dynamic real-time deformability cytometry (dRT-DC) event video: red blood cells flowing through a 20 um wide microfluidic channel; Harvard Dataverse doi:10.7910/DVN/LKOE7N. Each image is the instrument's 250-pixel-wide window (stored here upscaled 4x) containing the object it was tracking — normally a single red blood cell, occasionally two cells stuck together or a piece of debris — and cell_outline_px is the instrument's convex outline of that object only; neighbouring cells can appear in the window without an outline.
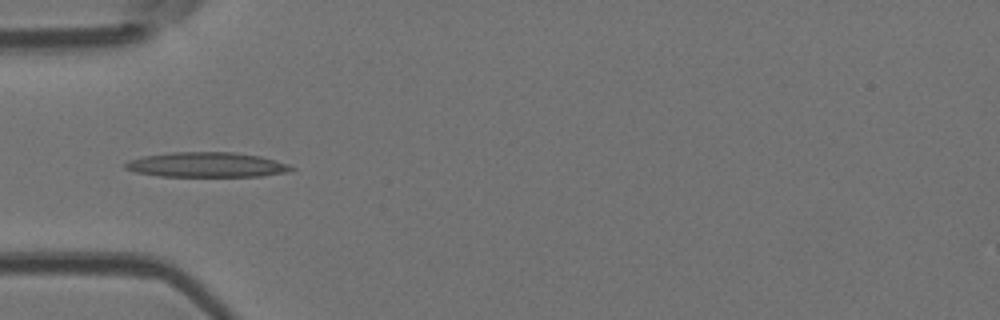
{"species": "Egyptian fruit bat (a non-hibernating species)", "species_latin": "Rousettus aegyptiacus", "temperature_condition": "room temperature", "stored_images_in_passage": 7, "camera_frame_rate_fps": 3000, "um_per_image_px": 0.085, "animal": {"sex": "female"}, "frame": {"image": 1, "passage_image": 4, "time_ms": 4.333, "image_size_px": [1000, 320], "cell_outline_px": [[296, 168], [288, 172], [260, 176], [160, 176], [136, 172], [124, 168], [124, 164], [128, 160], [144, 156], [172, 152], [232, 152], [260, 156], [288, 164]], "centroid_in_image_um": [17.56, 14.0], "position_along_channel_um": 67.4, "area_um2": 23.99}}
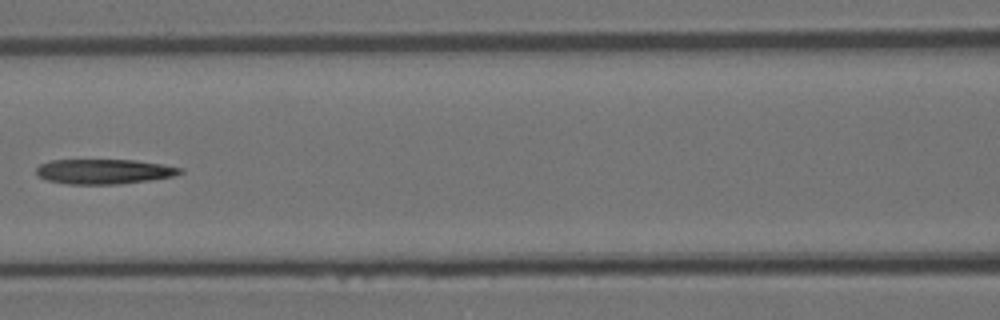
{"frame": {"image": 2, "passage_image": 6, "time_ms": 6.667, "image_size_px": [1000, 320], "cell_outline_px": [[184, 172], [172, 176], [148, 180], [120, 184], [68, 184], [48, 180], [40, 176], [36, 172], [36, 168], [40, 164], [52, 160], [136, 160], [184, 168]], "centroid_in_image_um": [8.85, 14.57], "position_along_channel_um": 157.7, "area_um2": 20.69}}
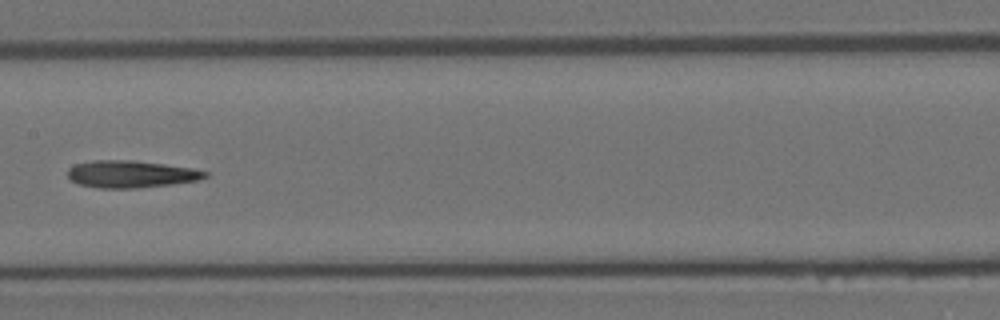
{"frame": {"image": 3, "passage_image": 7, "time_ms": 7.667, "image_size_px": [1000, 320], "cell_outline_px": [[208, 176], [200, 180], [172, 184], [136, 188], [100, 188], [76, 184], [68, 176], [68, 168], [76, 164], [92, 160], [128, 160], [164, 164], [192, 168], [208, 172]], "centroid_in_image_um": [11.13, 14.8], "position_along_channel_um": 196.3, "area_um2": 21.73}}